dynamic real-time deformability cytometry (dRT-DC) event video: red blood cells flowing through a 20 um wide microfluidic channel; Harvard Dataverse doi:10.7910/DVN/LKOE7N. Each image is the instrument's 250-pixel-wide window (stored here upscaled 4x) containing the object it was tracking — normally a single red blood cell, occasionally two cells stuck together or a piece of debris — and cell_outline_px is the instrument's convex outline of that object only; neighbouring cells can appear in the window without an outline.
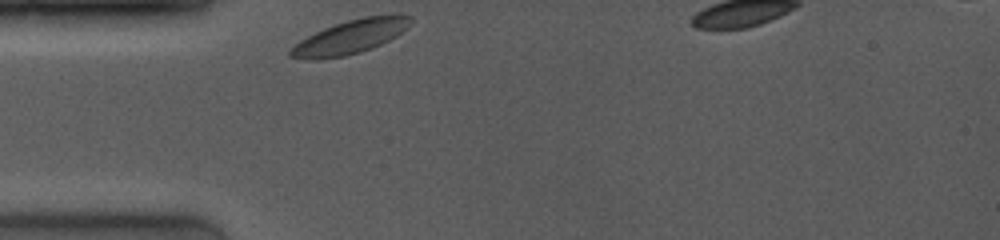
{"species": "common noctule bat (a hibernating species)", "species_latin": "Nyctalus noctula", "temperature_condition": "room temperature", "stored_images_in_passage": 23, "camera_frame_rate_fps": 4000, "um_per_image_px": 0.085, "animal": {"sex": "female", "body_mass_g": 19.0, "forearm_length_mm": 53.3}, "frame": {"image": 1, "passage_image": 1, "time_ms": 0.0, "image_size_px": [1000, 240], "cell_outline_px": [[412, 24], [408, 28], [396, 36], [372, 48], [360, 52], [344, 56], [312, 60], [288, 56], [288, 52], [300, 40], [324, 28], [348, 20], [364, 16], [412, 16]], "centroid_in_image_um": [29.77, 3.15], "position_along_channel_um": 55.2, "area_um2": 23.18}}
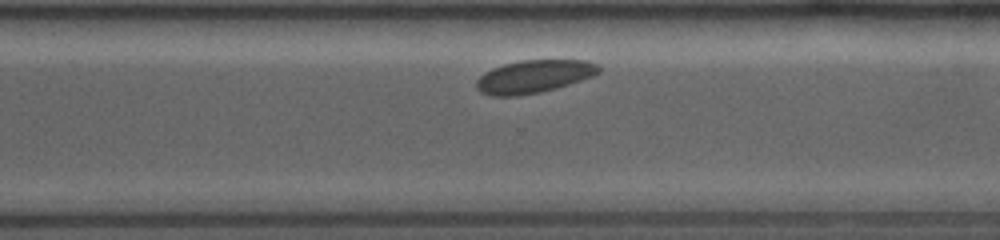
{"frame": {"image": 2, "passage_image": 17, "time_ms": 7.5, "image_size_px": [1000, 240], "cell_outline_px": [[600, 72], [592, 76], [556, 88], [540, 92], [516, 96], [492, 96], [480, 92], [476, 88], [476, 80], [484, 72], [492, 68], [504, 64], [524, 60], [588, 60], [600, 64]], "centroid_in_image_um": [45.37, 6.5], "position_along_channel_um": 325.2, "area_um2": 23.47}}
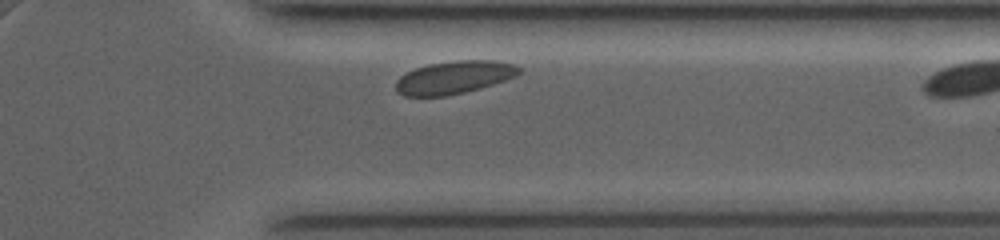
{"frame": {"image": 3, "passage_image": 20, "time_ms": 8.75, "image_size_px": [1000, 240], "cell_outline_px": [[520, 72], [516, 76], [480, 88], [464, 92], [444, 96], [404, 96], [396, 92], [396, 80], [400, 76], [416, 68], [428, 64], [452, 60], [496, 60], [516, 64], [520, 68]], "centroid_in_image_um": [38.59, 6.57], "position_along_channel_um": 372.8, "area_um2": 23.64}}